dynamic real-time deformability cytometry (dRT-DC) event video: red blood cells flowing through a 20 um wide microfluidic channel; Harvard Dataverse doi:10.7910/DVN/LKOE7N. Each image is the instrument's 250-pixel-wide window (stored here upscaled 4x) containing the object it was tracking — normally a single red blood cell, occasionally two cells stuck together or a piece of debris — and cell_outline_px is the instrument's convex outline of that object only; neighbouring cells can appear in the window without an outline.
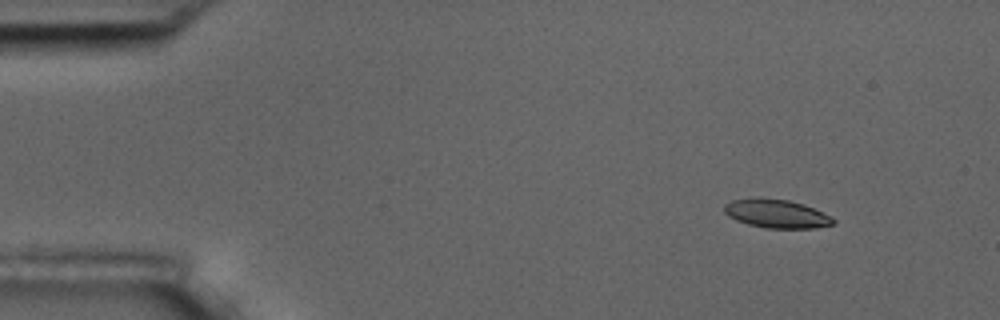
{"species": "common noctule bat (a hibernating species)", "species_latin": "Nyctalus noctula", "temperature_condition": "room temperature", "stored_images_in_passage": 4, "camera_frame_rate_fps": 3000, "um_per_image_px": 0.085, "animal": {"sex": "male", "body_mass_g": 17.5, "forearm_length_mm": 52.3}, "frame": {"image": 1, "passage_image": 2, "time_ms": 1.333, "image_size_px": [1000, 320], "cell_outline_px": [[836, 224], [816, 228], [764, 228], [748, 224], [736, 220], [728, 216], [724, 212], [724, 204], [732, 200], [788, 200], [804, 204], [832, 216], [836, 220]], "centroid_in_image_um": [66.07, 18.21], "position_along_channel_um": 18.9, "area_um2": 17.74}}